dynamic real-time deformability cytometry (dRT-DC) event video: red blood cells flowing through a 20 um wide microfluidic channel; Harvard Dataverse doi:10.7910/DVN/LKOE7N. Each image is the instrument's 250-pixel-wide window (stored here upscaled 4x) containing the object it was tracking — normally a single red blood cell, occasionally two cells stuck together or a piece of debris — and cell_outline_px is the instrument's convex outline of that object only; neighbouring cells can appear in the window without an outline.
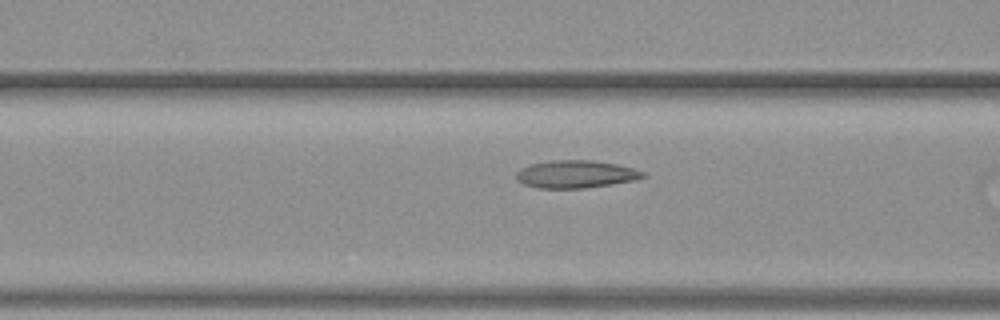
{"species": "common noctule bat (a hibernating species)", "species_latin": "Nyctalus noctula", "temperature_condition": "warm", "stored_images_in_passage": 26, "camera_frame_rate_fps": 3000, "um_per_image_px": 0.085, "animal": {"sex": "female", "body_mass_g": 19.3, "forearm_length_mm": 54.1}, "frame": {"image": 1, "passage_image": 22, "time_ms": 7.0, "image_size_px": [1000, 320], "cell_outline_px": [[648, 176], [636, 180], [612, 184], [584, 188], [540, 188], [524, 184], [516, 176], [516, 172], [520, 168], [532, 164], [552, 160], [592, 160], [616, 164], [632, 168], [644, 172]], "centroid_in_image_um": [48.98, 14.8], "position_along_channel_um": 117.6, "area_um2": 20.29}}
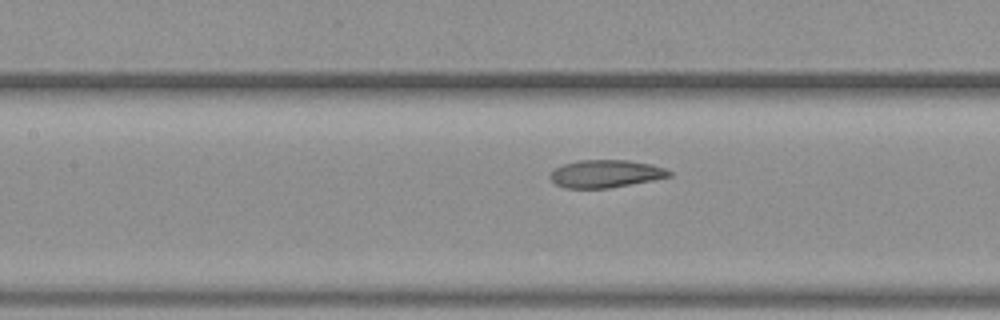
{"frame": {"image": 2, "passage_image": 25, "time_ms": 8.0, "image_size_px": [1000, 320], "cell_outline_px": [[672, 176], [652, 180], [608, 188], [564, 188], [556, 184], [548, 176], [556, 168], [564, 164], [576, 160], [628, 160], [652, 164], [664, 168], [672, 172]], "centroid_in_image_um": [51.48, 14.76], "position_along_channel_um": 155.9, "area_um2": 19.13}}